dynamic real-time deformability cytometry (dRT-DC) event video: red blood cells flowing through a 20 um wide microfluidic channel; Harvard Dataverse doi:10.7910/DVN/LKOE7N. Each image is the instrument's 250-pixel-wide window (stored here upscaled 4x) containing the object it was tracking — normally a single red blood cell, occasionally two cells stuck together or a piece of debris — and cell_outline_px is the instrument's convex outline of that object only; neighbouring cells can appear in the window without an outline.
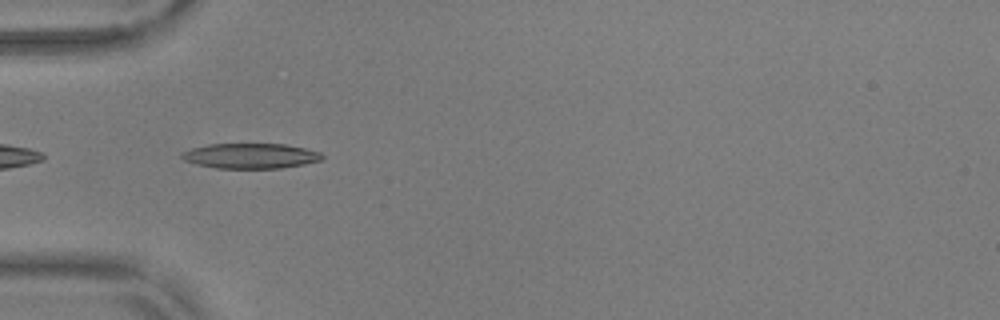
{"species": "common noctule bat (a hibernating species)", "species_latin": "Nyctalus noctula", "temperature_condition": "warm", "stored_images_in_passage": 40, "camera_frame_rate_fps": 3000, "um_per_image_px": 0.085, "animal": {"sex": "male", "body_mass_g": 17.9, "forearm_length_mm": 54.2}, "frame": {"image": 1, "passage_image": 3, "time_ms": 0.667, "image_size_px": [1000, 320], "cell_outline_px": [[324, 160], [284, 168], [216, 168], [196, 164], [184, 160], [180, 156], [180, 152], [192, 148], [208, 144], [284, 144], [304, 148], [320, 152], [324, 156]], "centroid_in_image_um": [21.3, 13.25], "position_along_channel_um": 63.7, "area_um2": 20.69}}
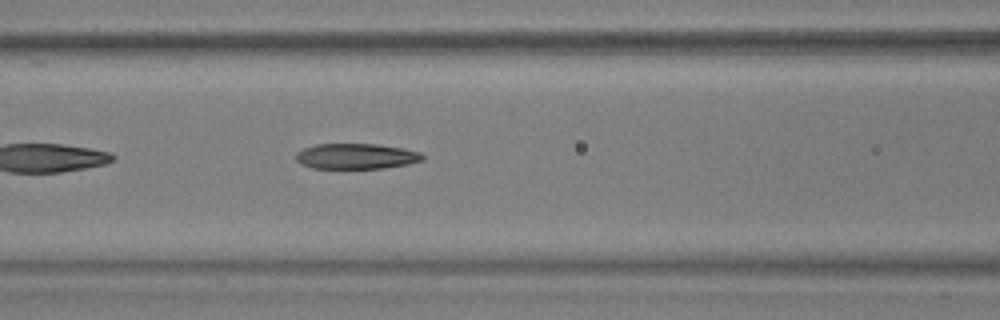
{"frame": {"image": 2, "passage_image": 9, "time_ms": 2.667, "image_size_px": [1000, 320], "cell_outline_px": [[424, 160], [408, 164], [384, 168], [312, 168], [300, 164], [296, 160], [296, 152], [304, 148], [316, 144], [376, 144], [404, 148], [420, 152], [424, 156]], "centroid_in_image_um": [30.28, 13.28], "position_along_channel_um": 136.3, "area_um2": 18.9}}
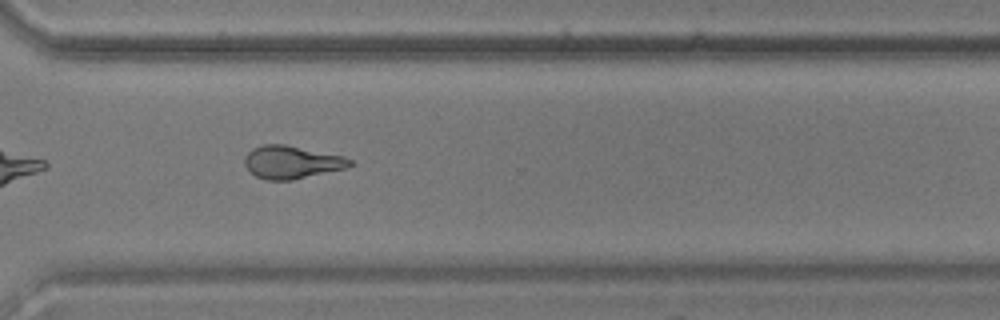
{"frame": {"image": 3, "passage_image": 26, "time_ms": 8.333, "image_size_px": [1000, 320], "cell_outline_px": [[352, 164], [348, 168], [292, 180], [268, 180], [256, 176], [244, 164], [244, 156], [252, 148], [264, 144], [284, 144], [344, 156], [352, 160]], "centroid_in_image_um": [24.8, 13.78], "position_along_channel_um": 345.8, "area_um2": 20.17}, "authors_computed_cell_mechanics": {"area_um2": 19.8543, "velocity_mm_per_s": 3.7027, "shape_relaxation_time_tau1_ms": 7.3974, "shape_relaxation_time_tau2_ms": 2.2575, "deformation_change_tau1": 0.2333, "deformation_change_tau2": 0.1096}}